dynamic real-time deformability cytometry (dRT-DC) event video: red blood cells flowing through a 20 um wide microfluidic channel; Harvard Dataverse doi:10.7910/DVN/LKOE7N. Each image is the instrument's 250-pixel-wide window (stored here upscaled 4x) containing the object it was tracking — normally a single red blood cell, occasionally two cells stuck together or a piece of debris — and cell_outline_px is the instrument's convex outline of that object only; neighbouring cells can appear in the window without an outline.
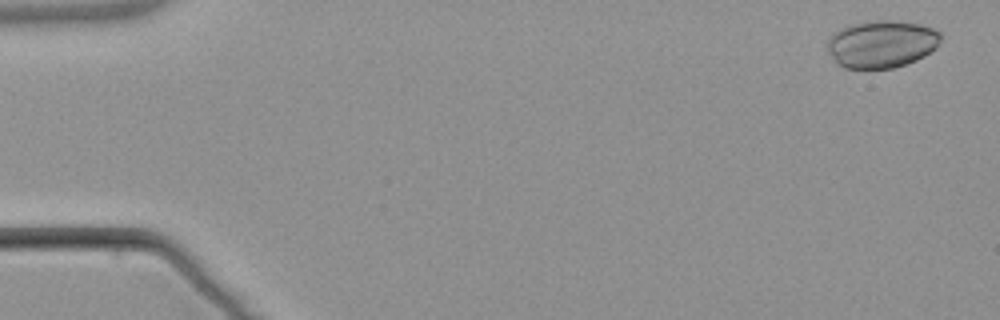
{"species": "common noctule bat (a hibernating species)", "species_latin": "Nyctalus noctula", "temperature_condition": "warm", "stored_images_in_passage": 5, "camera_frame_rate_fps": 3000, "um_per_image_px": 0.085, "animal": {"sex": "male", "body_mass_g": 21.5, "forearm_length_mm": 52.0}, "frame": {"image": 1, "passage_image": 5, "time_ms": 6.0, "image_size_px": [1000, 320], "cell_outline_px": [[940, 44], [936, 48], [924, 56], [916, 60], [892, 68], [844, 68], [836, 64], [828, 52], [828, 36], [832, 32], [852, 24], [872, 20], [892, 20], [920, 24], [932, 28], [940, 32]], "centroid_in_image_um": [74.91, 3.73], "position_along_channel_um": 10.1, "area_um2": 31.5}}